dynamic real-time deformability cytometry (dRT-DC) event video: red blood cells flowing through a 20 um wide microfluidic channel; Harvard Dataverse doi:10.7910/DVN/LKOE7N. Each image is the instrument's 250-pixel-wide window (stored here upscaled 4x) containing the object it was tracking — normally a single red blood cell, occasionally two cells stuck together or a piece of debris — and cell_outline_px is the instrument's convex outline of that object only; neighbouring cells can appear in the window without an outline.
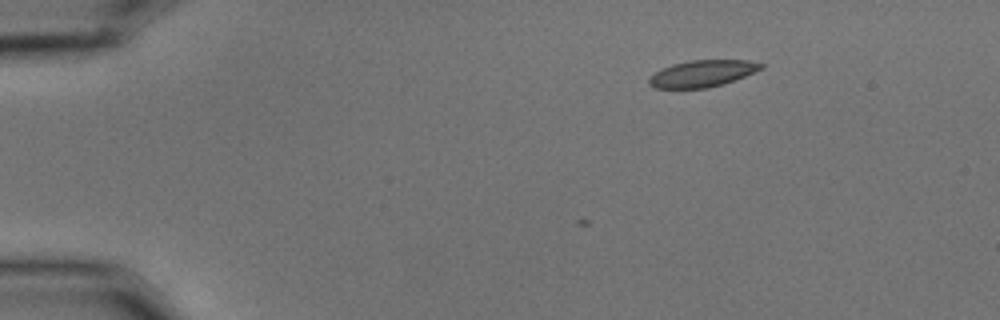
{"species": "common noctule bat (a hibernating species)", "species_latin": "Nyctalus noctula", "temperature_condition": "cold", "stored_images_in_passage": 5, "camera_frame_rate_fps": 3000, "um_per_image_px": 0.085, "animal": {"sex": "male", "body_mass_g": 15.6}, "frame": {"image": 1, "passage_image": 1, "time_ms": 0.0, "image_size_px": [1000, 320], "cell_outline_px": [[764, 68], [724, 84], [708, 88], [652, 88], [648, 84], [648, 80], [660, 68], [672, 64], [688, 60], [748, 60], [764, 64]], "centroid_in_image_um": [59.68, 6.25], "position_along_channel_um": 25.3, "area_um2": 17.51}}